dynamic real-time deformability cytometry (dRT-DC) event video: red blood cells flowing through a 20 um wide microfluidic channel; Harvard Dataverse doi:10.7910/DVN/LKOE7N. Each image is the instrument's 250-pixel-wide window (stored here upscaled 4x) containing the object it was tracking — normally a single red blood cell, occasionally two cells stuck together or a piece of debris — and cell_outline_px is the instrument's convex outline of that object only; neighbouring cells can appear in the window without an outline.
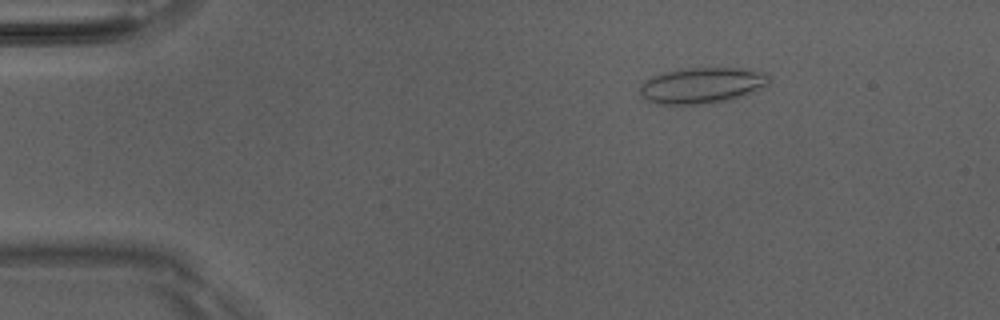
{"species": "Egyptian fruit bat (a non-hibernating species)", "species_latin": "Rousettus aegyptiacus", "temperature_condition": "room temperature", "stored_images_in_passage": 44, "camera_frame_rate_fps": 3000, "um_per_image_px": 0.085, "animal": {"sex": "male"}, "frame": {"image": 1, "passage_image": 2, "time_ms": 0.333, "image_size_px": [1000, 320], "cell_outline_px": [[772, 80], [768, 84], [752, 92], [740, 96], [712, 104], [656, 104], [640, 96], [640, 84], [644, 80], [652, 76], [664, 72], [688, 68], [736, 68], [764, 72]], "centroid_in_image_um": [59.63, 7.26], "position_along_channel_um": 25.4, "area_um2": 26.99}}
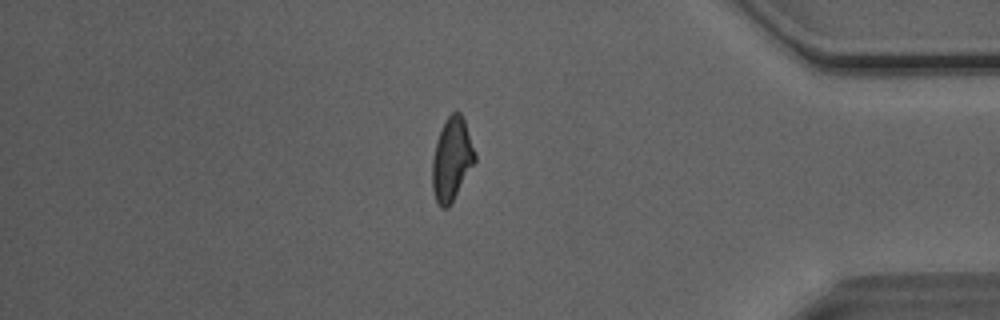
{"frame": {"image": 2, "passage_image": 37, "time_ms": 12.0, "image_size_px": [1000, 320], "cell_outline_px": [[476, 160], [448, 208], [440, 208], [436, 200], [432, 188], [432, 160], [436, 140], [444, 120], [452, 112], [460, 112], [464, 120], [476, 156]], "centroid_in_image_um": [38.37, 13.53], "position_along_channel_um": 396.8, "area_um2": 20.4}}
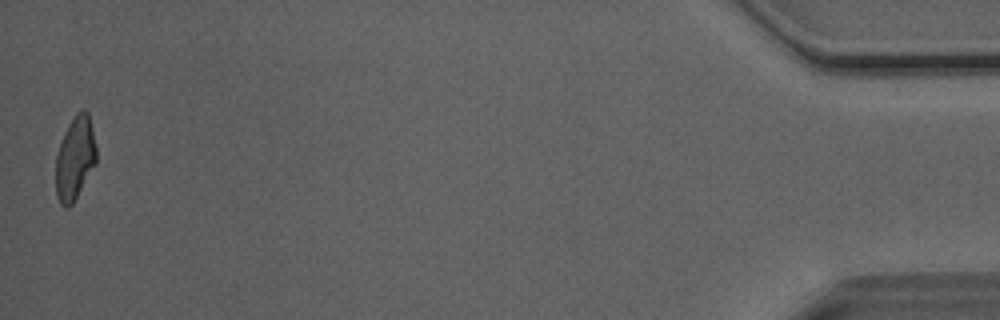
{"frame": {"image": 3, "passage_image": 44, "time_ms": 14.333, "image_size_px": [1000, 320], "cell_outline_px": [[96, 164], [72, 204], [68, 208], [64, 208], [60, 204], [56, 196], [56, 156], [60, 140], [68, 124], [76, 112], [80, 108], [84, 108], [88, 112], [92, 128], [96, 148]], "centroid_in_image_um": [6.37, 13.43], "position_along_channel_um": 428.8, "area_um2": 19.94}, "authors_computed_cell_mechanics": {"area_um2": 20.8658, "velocity_mm_per_s": 4.092, "shape_relaxation_time_tau1_ms": null, "shape_relaxation_time_tau2_ms": 1.6552, "deformation_change_tau1": null, "deformation_change_tau2": 0.0886}}